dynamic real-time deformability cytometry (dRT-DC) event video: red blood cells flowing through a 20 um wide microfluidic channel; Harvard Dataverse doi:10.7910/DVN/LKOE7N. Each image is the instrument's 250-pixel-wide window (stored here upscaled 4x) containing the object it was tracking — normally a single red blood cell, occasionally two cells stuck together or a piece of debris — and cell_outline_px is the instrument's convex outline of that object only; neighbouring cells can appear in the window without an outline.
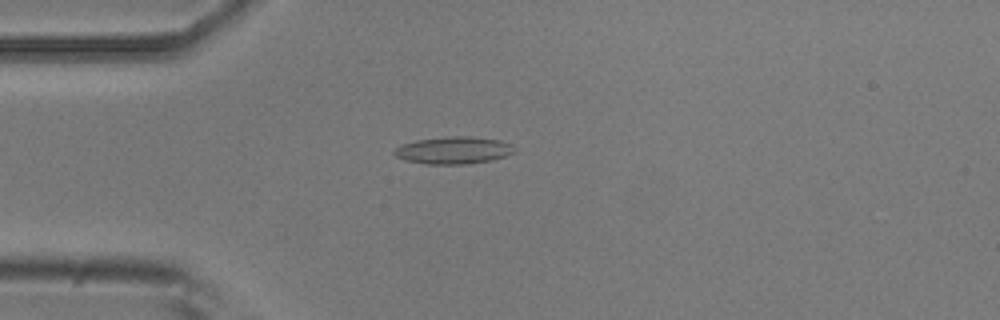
{"species": "common noctule bat (a hibernating species)", "species_latin": "Nyctalus noctula", "temperature_condition": "room temperature", "stored_images_in_passage": 46, "camera_frame_rate_fps": 3000, "um_per_image_px": 0.085, "animal": {"sex": "male", "body_mass_g": 20.5, "forearm_length_mm": 52.5}, "frame": {"image": 1, "passage_image": 9, "time_ms": 2.667, "image_size_px": [1000, 320], "cell_outline_px": [[516, 152], [492, 160], [468, 164], [428, 164], [404, 160], [396, 156], [392, 152], [400, 144], [416, 140], [452, 136], [468, 136], [500, 140], [512, 144], [516, 148]], "centroid_in_image_um": [38.56, 12.77], "position_along_channel_um": 46.4, "area_um2": 19.19}}
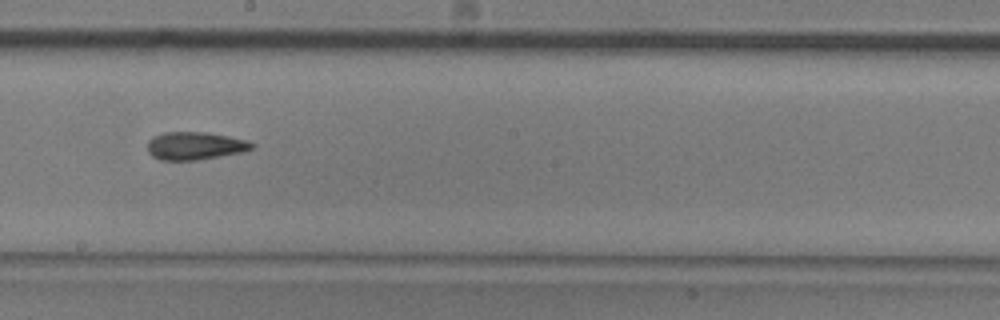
{"frame": {"image": 2, "passage_image": 24, "time_ms": 7.667, "image_size_px": [1000, 320], "cell_outline_px": [[256, 148], [244, 152], [196, 160], [160, 160], [152, 156], [148, 152], [148, 140], [152, 136], [164, 132], [204, 132], [228, 136], [248, 140], [256, 144]], "centroid_in_image_um": [16.61, 12.39], "position_along_channel_um": 231.6, "area_um2": 17.17}}
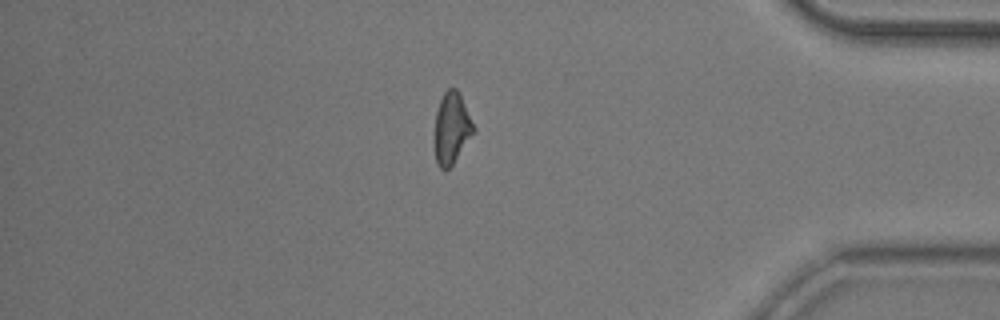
{"frame": {"image": 3, "passage_image": 39, "time_ms": 12.667, "image_size_px": [1000, 320], "cell_outline_px": [[476, 128], [452, 164], [444, 172], [436, 164], [436, 112], [440, 100], [444, 92], [448, 88], [456, 88]], "centroid_in_image_um": [38.39, 10.89], "position_along_channel_um": 396.8, "area_um2": 15.61}, "authors_computed_cell_mechanics": {"area_um2": 16.9065, "velocity_mm_per_s": 3.9626, "shape_relaxation_time_tau1_ms": null, "shape_relaxation_time_tau2_ms": 6.1824, "deformation_change_tau1": null, "deformation_change_tau2": 0.1487}}